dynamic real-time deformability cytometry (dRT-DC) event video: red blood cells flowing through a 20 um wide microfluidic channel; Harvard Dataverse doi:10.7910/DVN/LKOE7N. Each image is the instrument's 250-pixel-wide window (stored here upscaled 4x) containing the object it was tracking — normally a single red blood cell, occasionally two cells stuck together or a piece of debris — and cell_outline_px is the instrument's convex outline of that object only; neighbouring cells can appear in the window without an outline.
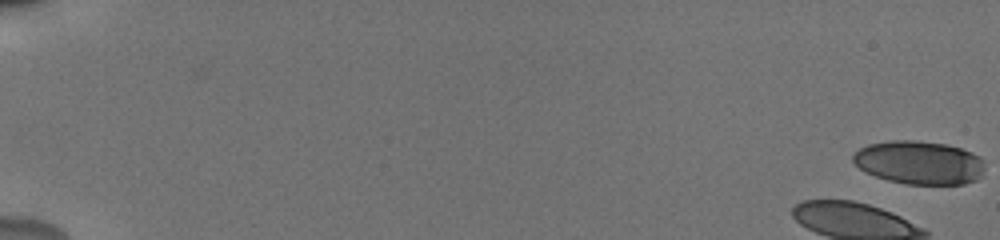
{"species": "human", "species_latin": "Homo sapiens", "temperature_condition": "cold", "stored_images_in_passage": 9, "camera_frame_rate_fps": 3000, "um_per_image_px": 0.085, "donor": {"sex": "male"}, "frame": {"image": 1, "passage_image": 1, "time_ms": 0.0, "image_size_px": [1000, 240], "cell_outline_px": [[984, 168], [980, 176], [976, 180], [964, 184], [904, 184], [888, 180], [876, 176], [860, 168], [852, 160], [852, 156], [860, 148], [868, 144], [888, 140], [916, 140], [944, 144], [960, 148], [972, 152], [980, 156], [984, 160]], "centroid_in_image_um": [78.15, 13.81], "position_along_channel_um": 6.9, "area_um2": 33.35}}
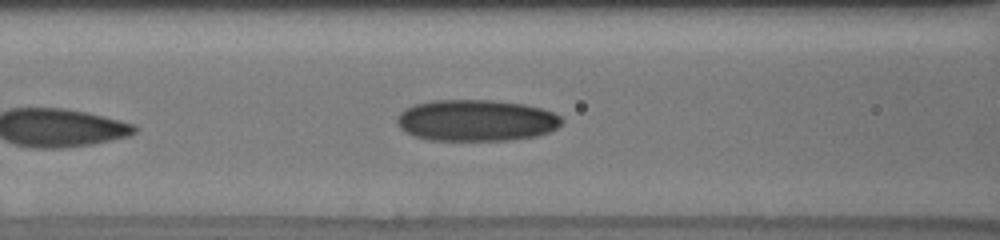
{"frame": {"image": 2, "passage_image": 9, "time_ms": 2.667, "image_size_px": [1000, 240], "cell_outline_px": [[564, 120], [556, 128], [548, 132], [536, 136], [504, 140], [428, 140], [412, 136], [400, 128], [396, 120], [396, 116], [404, 108], [412, 104], [432, 100], [492, 100], [524, 104], [540, 108], [552, 112], [560, 116]], "centroid_in_image_um": [40.42, 10.23], "position_along_channel_um": 126.2, "area_um2": 40.0}}